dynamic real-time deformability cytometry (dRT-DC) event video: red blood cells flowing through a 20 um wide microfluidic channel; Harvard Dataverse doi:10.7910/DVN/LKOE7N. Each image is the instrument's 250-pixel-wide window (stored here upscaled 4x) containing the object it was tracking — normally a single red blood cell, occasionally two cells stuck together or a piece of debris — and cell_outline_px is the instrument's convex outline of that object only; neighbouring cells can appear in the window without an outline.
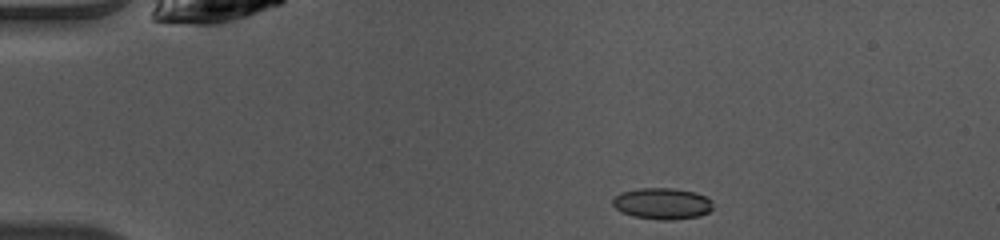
{"species": "common noctule bat (a hibernating species)", "species_latin": "Nyctalus noctula", "temperature_condition": "warm", "stored_images_in_passage": 41, "camera_frame_rate_fps": 3000, "um_per_image_px": 0.085, "animal": {"sex": "female", "body_mass_g": 10.0, "forearm_length_mm": 53.1}, "frame": {"image": 1, "passage_image": 1, "time_ms": 0.0, "image_size_px": [1000, 240], "cell_outline_px": [[712, 208], [708, 212], [700, 216], [672, 220], [660, 220], [632, 216], [620, 212], [612, 204], [612, 200], [620, 192], [636, 188], [672, 188], [696, 192], [708, 196], [712, 200]], "centroid_in_image_um": [56.29, 17.3], "position_along_channel_um": 28.7, "area_um2": 18.61}}
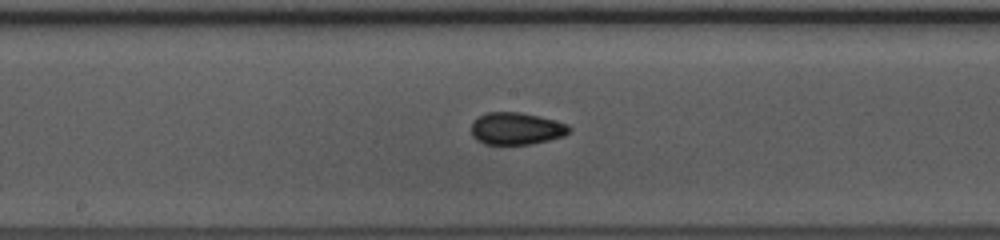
{"frame": {"image": 2, "passage_image": 18, "time_ms": 5.667, "image_size_px": [1000, 240], "cell_outline_px": [[572, 128], [564, 136], [532, 144], [484, 144], [476, 140], [472, 136], [472, 124], [480, 116], [488, 112], [520, 112], [540, 116], [556, 120], [568, 124]], "centroid_in_image_um": [43.92, 10.93], "position_along_channel_um": 204.3, "area_um2": 18.38}}
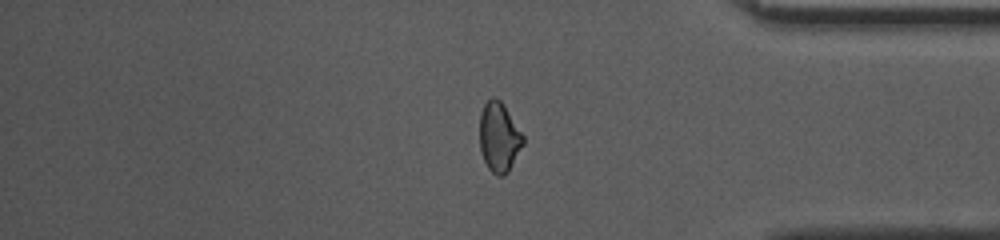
{"frame": {"image": 3, "passage_image": 33, "time_ms": 10.667, "image_size_px": [1000, 240], "cell_outline_px": [[524, 144], [508, 172], [504, 176], [496, 176], [488, 168], [480, 152], [480, 112], [484, 104], [492, 96], [500, 100], [504, 104], [524, 136]], "centroid_in_image_um": [42.42, 11.66], "position_along_channel_um": 392.8, "area_um2": 17.8}, "authors_computed_cell_mechanics": {"area_um2": 18.0914, "velocity_mm_per_s": 4.103, "shape_relaxation_time_tau1_ms": 3.3812, "shape_relaxation_time_tau2_ms": 1.4763, "deformation_change_tau1": 0.0944, "deformation_change_tau2": 0.0649}}